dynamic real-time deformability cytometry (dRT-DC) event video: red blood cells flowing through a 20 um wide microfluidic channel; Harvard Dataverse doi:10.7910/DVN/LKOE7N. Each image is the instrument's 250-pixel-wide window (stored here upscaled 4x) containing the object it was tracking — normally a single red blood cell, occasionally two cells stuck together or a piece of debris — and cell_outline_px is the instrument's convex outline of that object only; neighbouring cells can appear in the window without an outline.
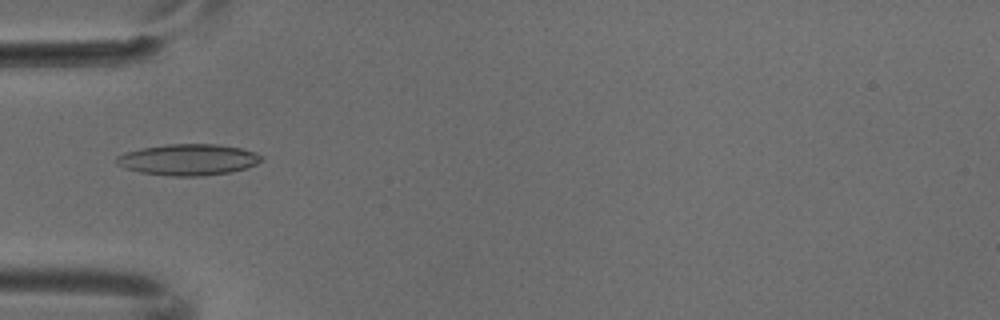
{"species": "common noctule bat (a hibernating species)", "species_latin": "Nyctalus noctula", "temperature_condition": "cold", "stored_images_in_passage": 5, "camera_frame_rate_fps": 3000, "um_per_image_px": 0.085, "animal": {"sex": "male", "body_mass_g": 18.8}, "frame": {"image": 1, "passage_image": 4, "time_ms": 1.0, "image_size_px": [1000, 320], "cell_outline_px": [[264, 160], [256, 164], [232, 172], [204, 176], [172, 176], [140, 172], [124, 168], [116, 164], [116, 156], [124, 152], [144, 148], [168, 144], [216, 144], [240, 148], [264, 156]], "centroid_in_image_um": [15.99, 13.58], "position_along_channel_um": 69.0, "area_um2": 26.36}}
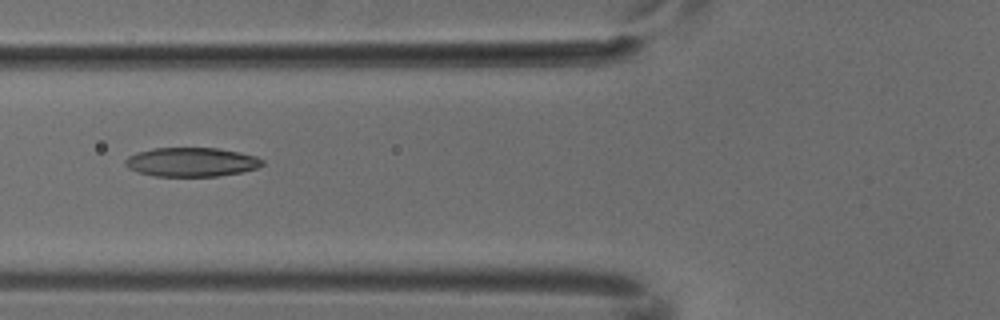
{"frame": {"image": 2, "passage_image": 5, "time_ms": 1.333, "image_size_px": [1000, 320], "cell_outline_px": [[264, 164], [256, 168], [240, 172], [216, 176], [156, 176], [136, 172], [128, 168], [124, 164], [124, 160], [128, 156], [136, 152], [152, 148], [216, 148], [240, 152], [256, 156], [264, 160]], "centroid_in_image_um": [16.24, 13.77], "position_along_channel_um": 109.6, "area_um2": 23.29}}